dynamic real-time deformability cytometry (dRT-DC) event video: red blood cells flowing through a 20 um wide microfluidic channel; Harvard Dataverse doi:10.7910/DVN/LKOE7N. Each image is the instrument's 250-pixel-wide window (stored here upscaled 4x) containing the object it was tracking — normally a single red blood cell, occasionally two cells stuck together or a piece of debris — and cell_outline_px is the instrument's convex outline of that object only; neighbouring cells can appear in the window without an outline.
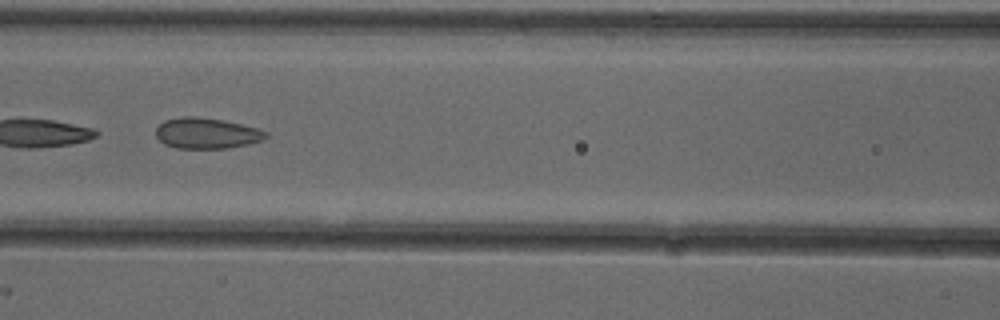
{"species": "common noctule bat (a hibernating species)", "species_latin": "Nyctalus noctula", "temperature_condition": "cold", "stored_images_in_passage": 8, "camera_frame_rate_fps": 3000, "um_per_image_px": 0.085, "animal": {"sex": "female"}, "frame": {"image": 1, "passage_image": 6, "time_ms": 1.667, "image_size_px": [1000, 320], "cell_outline_px": [[268, 136], [264, 140], [248, 144], [228, 148], [176, 148], [164, 144], [156, 136], [156, 128], [164, 120], [184, 116], [192, 116], [220, 120], [240, 124], [256, 128], [268, 132]], "centroid_in_image_um": [17.56, 11.33], "position_along_channel_um": 149.0, "area_um2": 19.59}}
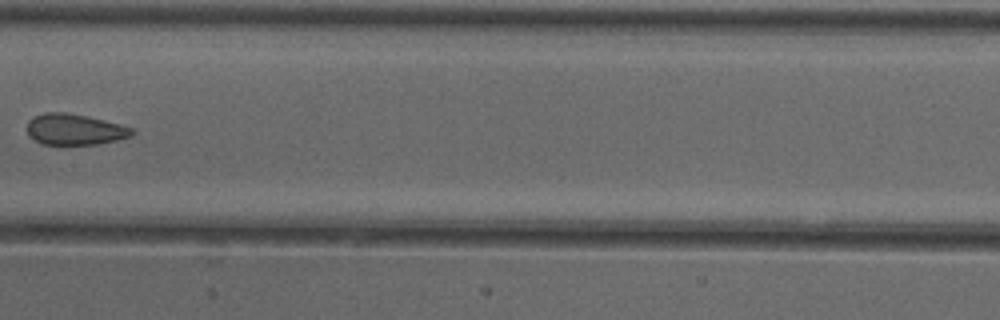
{"frame": {"image": 2, "passage_image": 7, "time_ms": 2.0, "image_size_px": [1000, 320], "cell_outline_px": [[136, 132], [132, 136], [116, 140], [96, 144], [40, 144], [28, 136], [28, 120], [32, 116], [44, 112], [64, 112], [104, 120], [120, 124], [132, 128]], "centroid_in_image_um": [6.32, 11.0], "position_along_channel_um": 201.1, "area_um2": 18.96}}
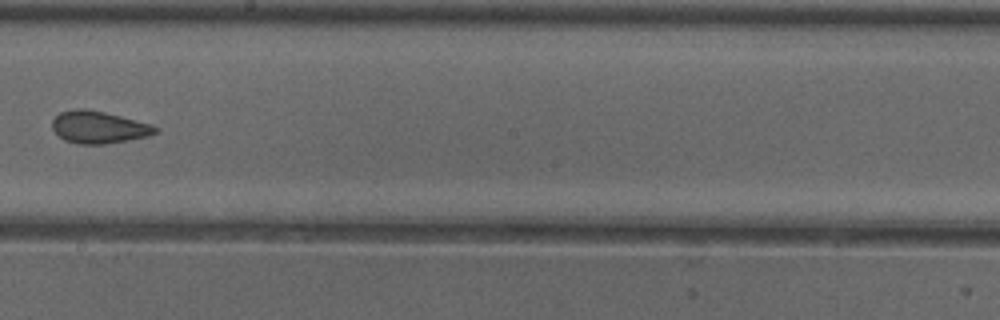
{"frame": {"image": 3, "passage_image": 8, "time_ms": 2.333, "image_size_px": [1000, 320], "cell_outline_px": [[160, 128], [156, 132], [148, 136], [128, 140], [104, 144], [80, 144], [64, 140], [52, 128], [52, 120], [60, 112], [72, 108], [84, 108], [104, 112], [152, 124]], "centroid_in_image_um": [8.39, 10.8], "position_along_channel_um": 239.8, "area_um2": 19.36}}